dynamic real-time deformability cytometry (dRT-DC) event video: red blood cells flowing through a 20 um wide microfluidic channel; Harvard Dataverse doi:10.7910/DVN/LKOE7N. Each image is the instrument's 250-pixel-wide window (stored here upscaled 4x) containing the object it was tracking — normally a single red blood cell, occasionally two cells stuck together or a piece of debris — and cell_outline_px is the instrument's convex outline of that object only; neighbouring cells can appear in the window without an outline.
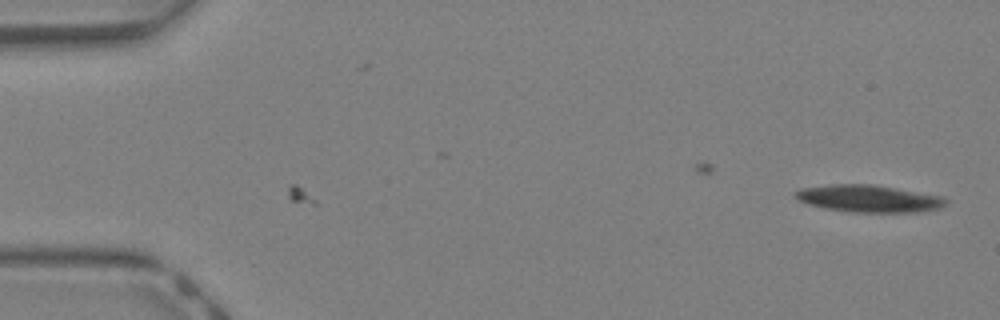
{"species": "Egyptian fruit bat (a non-hibernating species)", "species_latin": "Rousettus aegyptiacus", "temperature_condition": "warm", "stored_images_in_passage": 6, "camera_frame_rate_fps": 3000, "um_per_image_px": 0.085, "animal": {"sex": "female"}, "frame": {"image": 1, "passage_image": 6, "time_ms": 1.667, "image_size_px": [1000, 320], "cell_outline_px": [[948, 204], [940, 208], [916, 212], [852, 212], [824, 208], [808, 204], [792, 196], [800, 188], [828, 184], [872, 184], [944, 196], [948, 200]], "centroid_in_image_um": [73.87, 16.87], "position_along_channel_um": 11.1, "area_um2": 23.99}}